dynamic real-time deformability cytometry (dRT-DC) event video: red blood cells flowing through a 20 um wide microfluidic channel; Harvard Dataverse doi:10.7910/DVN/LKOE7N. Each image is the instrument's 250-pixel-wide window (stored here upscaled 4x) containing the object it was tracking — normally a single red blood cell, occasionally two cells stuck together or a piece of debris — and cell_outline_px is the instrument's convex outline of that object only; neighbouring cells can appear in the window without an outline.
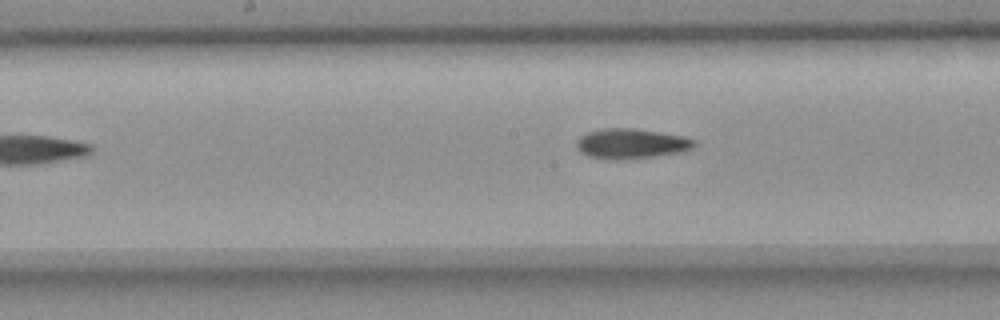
{"species": "common noctule bat (a hibernating species)", "species_latin": "Nyctalus noctula", "temperature_condition": "room temperature", "stored_images_in_passage": 7, "camera_frame_rate_fps": 3000, "um_per_image_px": 0.085, "animal": {"sex": "female", "body_mass_g": 18.4}, "frame": {"image": 1, "passage_image": 7, "time_ms": 7.0, "image_size_px": [1000, 320], "cell_outline_px": [[696, 144], [692, 148], [684, 152], [628, 160], [616, 160], [588, 156], [580, 152], [576, 148], [576, 140], [580, 136], [588, 132], [600, 128], [636, 128], [684, 136], [696, 140]], "centroid_in_image_um": [53.66, 12.21], "position_along_channel_um": 194.5, "area_um2": 21.04}}